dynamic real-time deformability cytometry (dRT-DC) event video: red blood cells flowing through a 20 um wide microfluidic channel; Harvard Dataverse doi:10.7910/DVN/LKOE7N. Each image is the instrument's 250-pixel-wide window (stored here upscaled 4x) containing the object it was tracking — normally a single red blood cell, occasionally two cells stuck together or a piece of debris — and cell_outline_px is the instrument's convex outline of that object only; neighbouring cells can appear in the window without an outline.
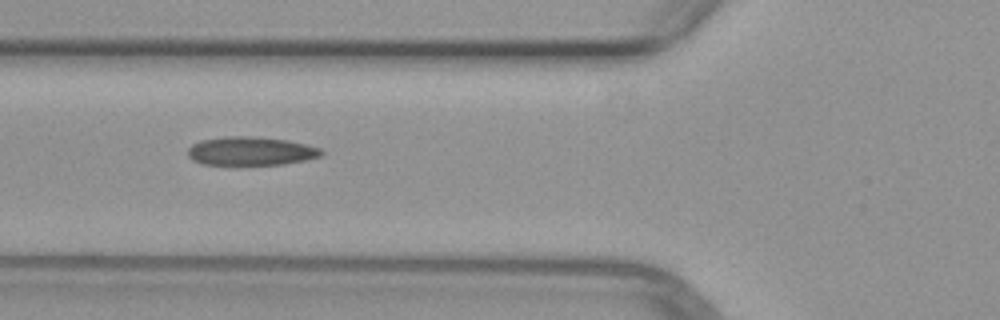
{"species": "common noctule bat (a hibernating species)", "species_latin": "Nyctalus noctula", "temperature_condition": "warm", "stored_images_in_passage": 7, "camera_frame_rate_fps": 3000, "um_per_image_px": 0.085, "animal": {"sex": "female", "body_mass_g": 29.2, "forearm_length_mm": 56.3}, "frame": {"image": 1, "passage_image": 5, "time_ms": 4.667, "image_size_px": [1000, 320], "cell_outline_px": [[324, 156], [284, 164], [236, 168], [204, 164], [192, 160], [188, 156], [188, 148], [192, 144], [200, 140], [224, 136], [248, 136], [288, 140], [320, 148], [324, 152]], "centroid_in_image_um": [21.28, 12.89], "position_along_channel_um": 104.5, "area_um2": 23.35}}
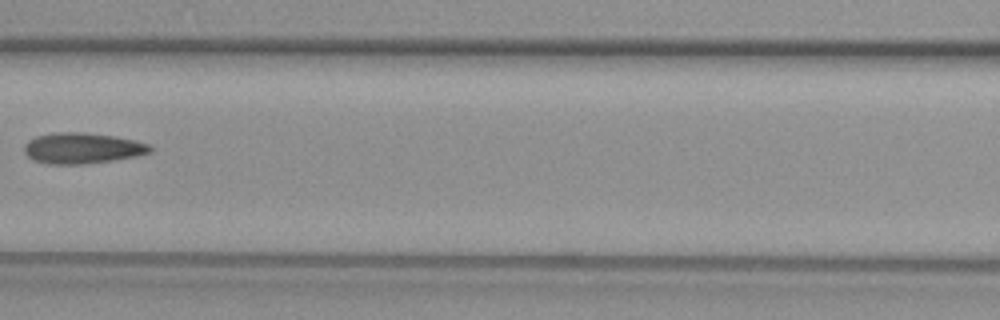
{"frame": {"image": 2, "passage_image": 6, "time_ms": 6.0, "image_size_px": [1000, 320], "cell_outline_px": [[152, 152], [136, 156], [112, 160], [84, 164], [48, 164], [36, 160], [28, 156], [24, 152], [24, 144], [28, 140], [36, 136], [52, 132], [84, 132], [112, 136], [152, 144]], "centroid_in_image_um": [6.99, 12.59], "position_along_channel_um": 159.6, "area_um2": 22.6}}
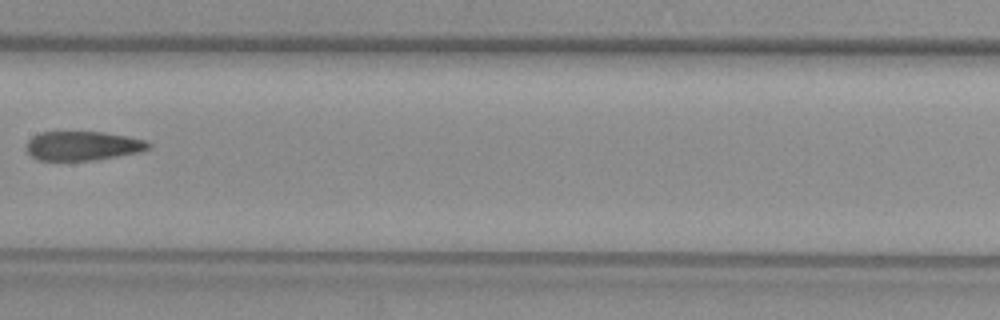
{"frame": {"image": 3, "passage_image": 7, "time_ms": 7.0, "image_size_px": [1000, 320], "cell_outline_px": [[152, 148], [140, 152], [92, 160], [40, 160], [32, 156], [28, 152], [28, 140], [32, 136], [40, 132], [104, 132], [128, 136], [144, 140], [152, 144]], "centroid_in_image_um": [7.08, 12.38], "position_along_channel_um": 200.3, "area_um2": 20.63}}